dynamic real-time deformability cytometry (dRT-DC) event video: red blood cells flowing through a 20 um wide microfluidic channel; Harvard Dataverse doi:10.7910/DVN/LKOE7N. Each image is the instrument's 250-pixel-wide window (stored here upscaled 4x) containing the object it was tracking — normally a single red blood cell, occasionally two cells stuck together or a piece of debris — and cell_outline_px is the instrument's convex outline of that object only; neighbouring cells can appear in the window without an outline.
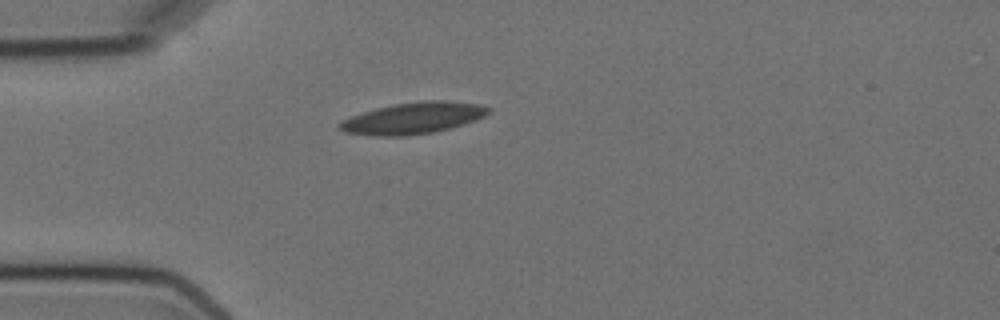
{"species": "Egyptian fruit bat (a non-hibernating species)", "species_latin": "Rousettus aegyptiacus", "temperature_condition": "cold", "stored_images_in_passage": 1, "camera_frame_rate_fps": 3000, "um_per_image_px": 0.085, "animal": {"sex": "female"}, "frame": {"image": 1, "passage_image": 1, "time_ms": 0.0, "image_size_px": [1000, 320], "cell_outline_px": [[492, 112], [476, 120], [436, 132], [404, 136], [376, 136], [344, 132], [340, 128], [340, 124], [344, 120], [352, 116], [376, 108], [396, 104], [424, 100], [448, 100], [480, 104], [492, 108]], "centroid_in_image_um": [35.2, 10.03], "position_along_channel_um": 49.8, "area_um2": 27.22}}